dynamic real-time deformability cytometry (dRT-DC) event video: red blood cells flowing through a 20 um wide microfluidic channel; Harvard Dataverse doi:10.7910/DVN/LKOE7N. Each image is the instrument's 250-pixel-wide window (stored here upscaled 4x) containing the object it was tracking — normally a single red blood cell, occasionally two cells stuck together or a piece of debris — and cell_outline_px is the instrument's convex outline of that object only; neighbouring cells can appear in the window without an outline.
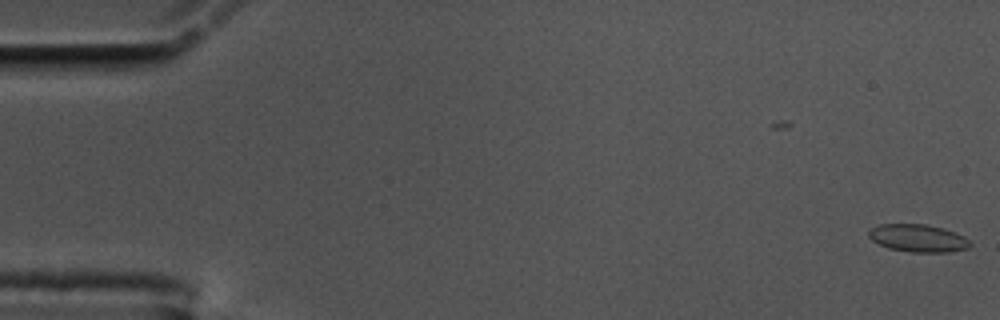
{"species": "common noctule bat (a hibernating species)", "species_latin": "Nyctalus noctula", "temperature_condition": "cold", "stored_images_in_passage": 57, "camera_frame_rate_fps": 3000, "um_per_image_px": 0.085, "animal": {"sex": "male", "body_mass_g": 17.5, "forearm_length_mm": 52.3}, "frame": {"image": 1, "passage_image": 1, "time_ms": 0.0, "image_size_px": [1000, 320], "cell_outline_px": [[972, 244], [968, 248], [948, 252], [912, 252], [888, 248], [872, 240], [868, 236], [868, 232], [872, 228], [880, 224], [924, 224], [944, 228], [956, 232], [964, 236]], "centroid_in_image_um": [78.05, 20.24], "position_along_channel_um": 7.0, "area_um2": 16.3}}
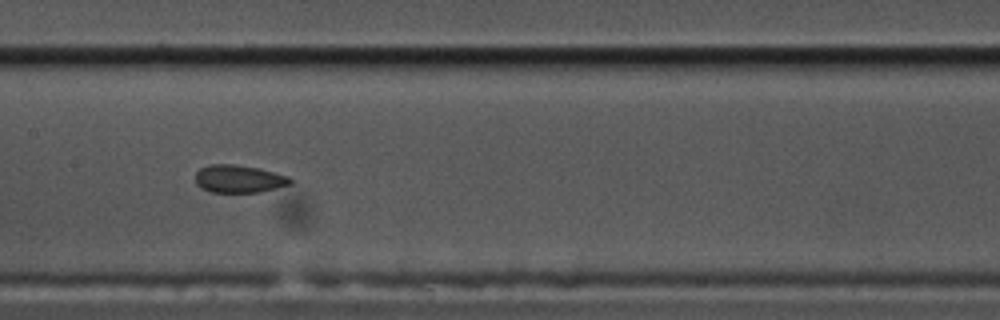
{"frame": {"image": 2, "passage_image": 28, "time_ms": 9.0, "image_size_px": [1000, 320], "cell_outline_px": [[292, 184], [260, 192], [212, 192], [200, 188], [196, 184], [196, 172], [200, 168], [208, 164], [232, 164], [260, 168], [288, 176], [292, 180]], "centroid_in_image_um": [20.3, 15.2], "position_along_channel_um": 187.1, "area_um2": 15.43}}
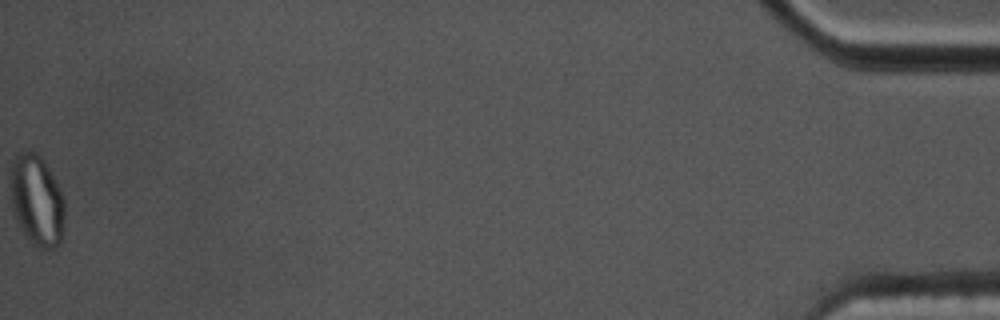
{"frame": {"image": 3, "passage_image": 57, "time_ms": 18.667, "image_size_px": [1000, 320], "cell_outline_px": [[64, 228], [60, 244], [52, 248], [44, 248], [36, 244], [24, 232], [16, 220], [12, 208], [12, 164], [16, 156], [20, 152], [36, 152], [44, 160], [60, 188], [64, 200]], "centroid_in_image_um": [3.17, 17.02], "position_along_channel_um": 432.0, "area_um2": 28.09}, "authors_computed_cell_mechanics": {"area_um2": 16.0684, "velocity_mm_per_s": 3.5735, "shape_relaxation_time_tau1_ms": null, "shape_relaxation_time_tau2_ms": 1.4342, "deformation_change_tau1": null, "deformation_change_tau2": 0.0595}}